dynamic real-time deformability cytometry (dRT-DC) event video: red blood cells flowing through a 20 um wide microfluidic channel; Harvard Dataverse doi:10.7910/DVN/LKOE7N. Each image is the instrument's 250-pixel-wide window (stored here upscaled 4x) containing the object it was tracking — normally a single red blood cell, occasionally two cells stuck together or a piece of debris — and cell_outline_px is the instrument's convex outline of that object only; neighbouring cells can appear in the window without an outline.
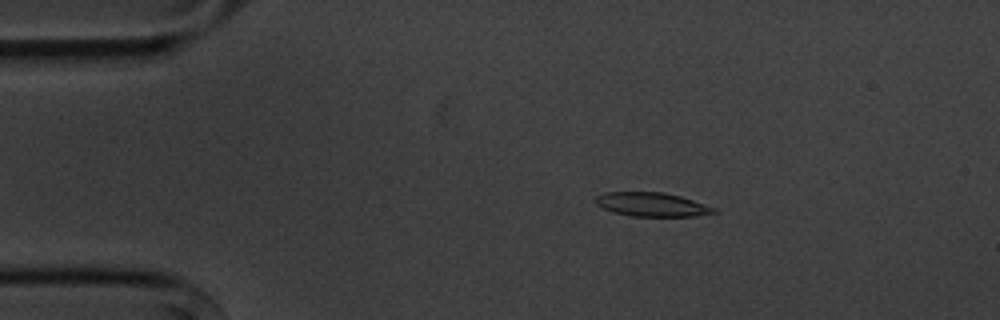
{"species": "common noctule bat (a hibernating species)", "species_latin": "Nyctalus noctula", "temperature_condition": "cold", "stored_images_in_passage": 6, "camera_frame_rate_fps": 3000, "um_per_image_px": 0.085, "animal": {"sex": "male", "body_mass_g": 20.1, "forearm_length_mm": 53.5}, "frame": {"image": 1, "passage_image": 1, "time_ms": 0.0, "image_size_px": [1000, 320], "cell_outline_px": [[716, 212], [692, 216], [632, 216], [616, 212], [604, 208], [596, 204], [596, 196], [604, 192], [664, 192], [680, 196], [716, 208]], "centroid_in_image_um": [55.39, 17.37], "position_along_channel_um": 29.6, "area_um2": 16.18}}
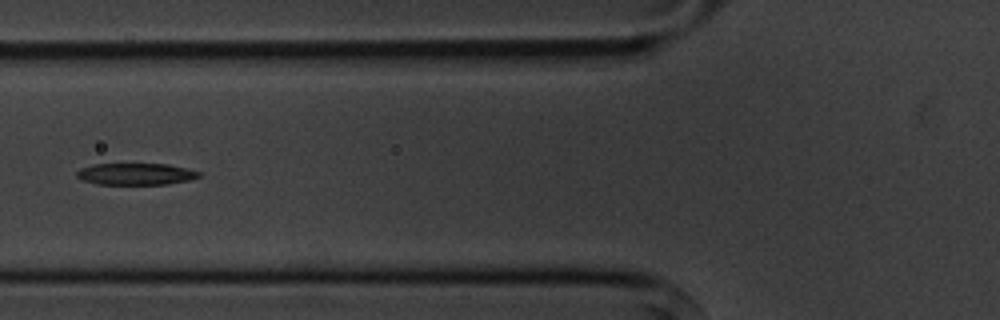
{"frame": {"image": 2, "passage_image": 4, "time_ms": 3.667, "image_size_px": [1000, 320], "cell_outline_px": [[200, 176], [188, 180], [168, 184], [96, 184], [84, 180], [76, 176], [76, 172], [80, 168], [92, 164], [168, 164], [200, 172]], "centroid_in_image_um": [11.5, 14.79], "position_along_channel_um": 114.3, "area_um2": 15.32}}
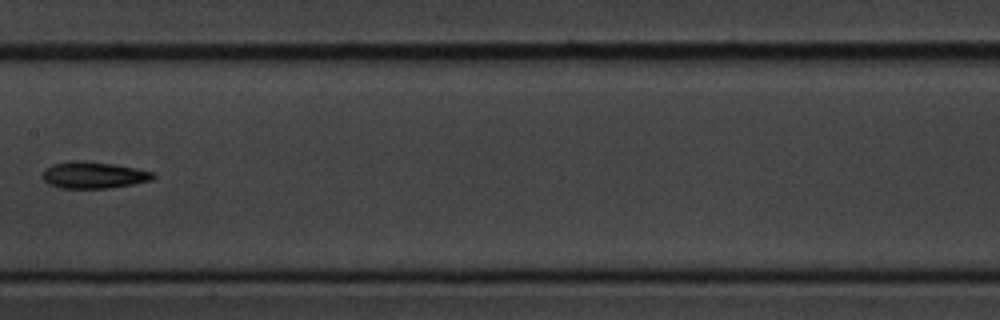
{"frame": {"image": 3, "passage_image": 6, "time_ms": 6.0, "image_size_px": [1000, 320], "cell_outline_px": [[156, 176], [152, 180], [112, 188], [60, 188], [48, 184], [44, 180], [44, 168], [52, 164], [112, 164], [152, 172]], "centroid_in_image_um": [7.99, 14.95], "position_along_channel_um": 199.4, "area_um2": 16.07}}